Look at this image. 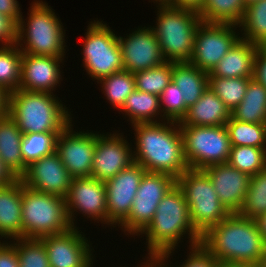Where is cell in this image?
Wrapping results in <instances>:
<instances>
[{"label": "cell", "mask_w": 266, "mask_h": 267, "mask_svg": "<svg viewBox=\"0 0 266 267\" xmlns=\"http://www.w3.org/2000/svg\"><path fill=\"white\" fill-rule=\"evenodd\" d=\"M140 235L146 237L147 259L159 262H167L184 236L188 237L189 247L201 242V235L192 225L188 204L177 184L161 199L153 220Z\"/></svg>", "instance_id": "obj_1"}, {"label": "cell", "mask_w": 266, "mask_h": 267, "mask_svg": "<svg viewBox=\"0 0 266 267\" xmlns=\"http://www.w3.org/2000/svg\"><path fill=\"white\" fill-rule=\"evenodd\" d=\"M131 126L135 134L134 162L146 172L165 173L177 179L189 169L179 123L162 121Z\"/></svg>", "instance_id": "obj_2"}, {"label": "cell", "mask_w": 266, "mask_h": 267, "mask_svg": "<svg viewBox=\"0 0 266 267\" xmlns=\"http://www.w3.org/2000/svg\"><path fill=\"white\" fill-rule=\"evenodd\" d=\"M200 244L218 262L260 264L266 244L256 220L231 213L209 228Z\"/></svg>", "instance_id": "obj_3"}, {"label": "cell", "mask_w": 266, "mask_h": 267, "mask_svg": "<svg viewBox=\"0 0 266 267\" xmlns=\"http://www.w3.org/2000/svg\"><path fill=\"white\" fill-rule=\"evenodd\" d=\"M59 99L53 93L18 89L9 93L8 115L23 134L61 133L73 120Z\"/></svg>", "instance_id": "obj_4"}, {"label": "cell", "mask_w": 266, "mask_h": 267, "mask_svg": "<svg viewBox=\"0 0 266 267\" xmlns=\"http://www.w3.org/2000/svg\"><path fill=\"white\" fill-rule=\"evenodd\" d=\"M53 10L48 3L34 0L29 17L21 16L17 23L16 44L22 54L65 57L66 30Z\"/></svg>", "instance_id": "obj_5"}, {"label": "cell", "mask_w": 266, "mask_h": 267, "mask_svg": "<svg viewBox=\"0 0 266 267\" xmlns=\"http://www.w3.org/2000/svg\"><path fill=\"white\" fill-rule=\"evenodd\" d=\"M156 35L161 53L167 62H189L194 51V38L201 18L192 9L156 5Z\"/></svg>", "instance_id": "obj_6"}, {"label": "cell", "mask_w": 266, "mask_h": 267, "mask_svg": "<svg viewBox=\"0 0 266 267\" xmlns=\"http://www.w3.org/2000/svg\"><path fill=\"white\" fill-rule=\"evenodd\" d=\"M22 238H41L67 232L72 228L65 198L43 193L21 181Z\"/></svg>", "instance_id": "obj_7"}, {"label": "cell", "mask_w": 266, "mask_h": 267, "mask_svg": "<svg viewBox=\"0 0 266 267\" xmlns=\"http://www.w3.org/2000/svg\"><path fill=\"white\" fill-rule=\"evenodd\" d=\"M189 207L194 229L202 236L231 213L220 202L209 176L203 170L188 169L176 179Z\"/></svg>", "instance_id": "obj_8"}, {"label": "cell", "mask_w": 266, "mask_h": 267, "mask_svg": "<svg viewBox=\"0 0 266 267\" xmlns=\"http://www.w3.org/2000/svg\"><path fill=\"white\" fill-rule=\"evenodd\" d=\"M83 43L82 64L97 82L124 70L118 36L103 20L89 22Z\"/></svg>", "instance_id": "obj_9"}, {"label": "cell", "mask_w": 266, "mask_h": 267, "mask_svg": "<svg viewBox=\"0 0 266 267\" xmlns=\"http://www.w3.org/2000/svg\"><path fill=\"white\" fill-rule=\"evenodd\" d=\"M180 131L189 169L203 170L228 162L232 146L225 125L180 126Z\"/></svg>", "instance_id": "obj_10"}, {"label": "cell", "mask_w": 266, "mask_h": 267, "mask_svg": "<svg viewBox=\"0 0 266 267\" xmlns=\"http://www.w3.org/2000/svg\"><path fill=\"white\" fill-rule=\"evenodd\" d=\"M176 184L165 173L145 172L128 217L119 225L125 235L138 236L153 220L161 199ZM136 234V235H135Z\"/></svg>", "instance_id": "obj_11"}, {"label": "cell", "mask_w": 266, "mask_h": 267, "mask_svg": "<svg viewBox=\"0 0 266 267\" xmlns=\"http://www.w3.org/2000/svg\"><path fill=\"white\" fill-rule=\"evenodd\" d=\"M236 28V25L201 22L197 27L189 63L210 73L240 39Z\"/></svg>", "instance_id": "obj_12"}, {"label": "cell", "mask_w": 266, "mask_h": 267, "mask_svg": "<svg viewBox=\"0 0 266 267\" xmlns=\"http://www.w3.org/2000/svg\"><path fill=\"white\" fill-rule=\"evenodd\" d=\"M65 202L72 227H77L74 221L77 218V214L80 213L84 214L83 216L85 217L87 216L86 219L90 218V221H100L108 226L106 186L104 181L93 177L73 178L65 196Z\"/></svg>", "instance_id": "obj_13"}, {"label": "cell", "mask_w": 266, "mask_h": 267, "mask_svg": "<svg viewBox=\"0 0 266 267\" xmlns=\"http://www.w3.org/2000/svg\"><path fill=\"white\" fill-rule=\"evenodd\" d=\"M72 123L57 136L55 151L73 178L91 177L96 132H75Z\"/></svg>", "instance_id": "obj_14"}, {"label": "cell", "mask_w": 266, "mask_h": 267, "mask_svg": "<svg viewBox=\"0 0 266 267\" xmlns=\"http://www.w3.org/2000/svg\"><path fill=\"white\" fill-rule=\"evenodd\" d=\"M78 230L79 227H72L65 233L39 238L46 248L50 267H93L94 249Z\"/></svg>", "instance_id": "obj_15"}, {"label": "cell", "mask_w": 266, "mask_h": 267, "mask_svg": "<svg viewBox=\"0 0 266 267\" xmlns=\"http://www.w3.org/2000/svg\"><path fill=\"white\" fill-rule=\"evenodd\" d=\"M123 136L119 131L113 134L96 132L91 177L105 182L134 163L133 145Z\"/></svg>", "instance_id": "obj_16"}, {"label": "cell", "mask_w": 266, "mask_h": 267, "mask_svg": "<svg viewBox=\"0 0 266 267\" xmlns=\"http://www.w3.org/2000/svg\"><path fill=\"white\" fill-rule=\"evenodd\" d=\"M145 168L134 162L105 181L108 226H119L129 215ZM115 225V226H114Z\"/></svg>", "instance_id": "obj_17"}, {"label": "cell", "mask_w": 266, "mask_h": 267, "mask_svg": "<svg viewBox=\"0 0 266 267\" xmlns=\"http://www.w3.org/2000/svg\"><path fill=\"white\" fill-rule=\"evenodd\" d=\"M137 29V30H136ZM126 38L118 36L125 71L135 73L160 66L165 62L151 26L136 28Z\"/></svg>", "instance_id": "obj_18"}, {"label": "cell", "mask_w": 266, "mask_h": 267, "mask_svg": "<svg viewBox=\"0 0 266 267\" xmlns=\"http://www.w3.org/2000/svg\"><path fill=\"white\" fill-rule=\"evenodd\" d=\"M19 179L31 189L65 198L73 177L54 151L29 164Z\"/></svg>", "instance_id": "obj_19"}, {"label": "cell", "mask_w": 266, "mask_h": 267, "mask_svg": "<svg viewBox=\"0 0 266 267\" xmlns=\"http://www.w3.org/2000/svg\"><path fill=\"white\" fill-rule=\"evenodd\" d=\"M64 58L22 54L19 89L54 93L56 86L59 87L63 80L60 64H63Z\"/></svg>", "instance_id": "obj_20"}, {"label": "cell", "mask_w": 266, "mask_h": 267, "mask_svg": "<svg viewBox=\"0 0 266 267\" xmlns=\"http://www.w3.org/2000/svg\"><path fill=\"white\" fill-rule=\"evenodd\" d=\"M203 171L209 176L220 202L230 213H238L243 206L251 177L228 162L208 166Z\"/></svg>", "instance_id": "obj_21"}, {"label": "cell", "mask_w": 266, "mask_h": 267, "mask_svg": "<svg viewBox=\"0 0 266 267\" xmlns=\"http://www.w3.org/2000/svg\"><path fill=\"white\" fill-rule=\"evenodd\" d=\"M258 47L257 44L240 38L208 74V77L252 79Z\"/></svg>", "instance_id": "obj_22"}, {"label": "cell", "mask_w": 266, "mask_h": 267, "mask_svg": "<svg viewBox=\"0 0 266 267\" xmlns=\"http://www.w3.org/2000/svg\"><path fill=\"white\" fill-rule=\"evenodd\" d=\"M22 229L21 180L17 179L0 187V239L22 238Z\"/></svg>", "instance_id": "obj_23"}, {"label": "cell", "mask_w": 266, "mask_h": 267, "mask_svg": "<svg viewBox=\"0 0 266 267\" xmlns=\"http://www.w3.org/2000/svg\"><path fill=\"white\" fill-rule=\"evenodd\" d=\"M231 111L208 87L200 99L187 110L179 126H220L226 125Z\"/></svg>", "instance_id": "obj_24"}, {"label": "cell", "mask_w": 266, "mask_h": 267, "mask_svg": "<svg viewBox=\"0 0 266 267\" xmlns=\"http://www.w3.org/2000/svg\"><path fill=\"white\" fill-rule=\"evenodd\" d=\"M22 138L23 133L9 115L0 118V157L18 179L27 169L20 149Z\"/></svg>", "instance_id": "obj_25"}, {"label": "cell", "mask_w": 266, "mask_h": 267, "mask_svg": "<svg viewBox=\"0 0 266 267\" xmlns=\"http://www.w3.org/2000/svg\"><path fill=\"white\" fill-rule=\"evenodd\" d=\"M208 74L189 62H173L172 82L181 90L182 99L185 101V115L188 108L194 105L209 87Z\"/></svg>", "instance_id": "obj_26"}, {"label": "cell", "mask_w": 266, "mask_h": 267, "mask_svg": "<svg viewBox=\"0 0 266 267\" xmlns=\"http://www.w3.org/2000/svg\"><path fill=\"white\" fill-rule=\"evenodd\" d=\"M231 117L242 122L266 124V87L254 77L241 103L231 111Z\"/></svg>", "instance_id": "obj_27"}, {"label": "cell", "mask_w": 266, "mask_h": 267, "mask_svg": "<svg viewBox=\"0 0 266 267\" xmlns=\"http://www.w3.org/2000/svg\"><path fill=\"white\" fill-rule=\"evenodd\" d=\"M120 112L129 118L127 121H130L131 125L162 122L159 96L137 89L128 96Z\"/></svg>", "instance_id": "obj_28"}, {"label": "cell", "mask_w": 266, "mask_h": 267, "mask_svg": "<svg viewBox=\"0 0 266 267\" xmlns=\"http://www.w3.org/2000/svg\"><path fill=\"white\" fill-rule=\"evenodd\" d=\"M245 10L243 0H204L198 14L202 22L238 26Z\"/></svg>", "instance_id": "obj_29"}, {"label": "cell", "mask_w": 266, "mask_h": 267, "mask_svg": "<svg viewBox=\"0 0 266 267\" xmlns=\"http://www.w3.org/2000/svg\"><path fill=\"white\" fill-rule=\"evenodd\" d=\"M238 27L240 38L258 46H266V0H259L246 7Z\"/></svg>", "instance_id": "obj_30"}, {"label": "cell", "mask_w": 266, "mask_h": 267, "mask_svg": "<svg viewBox=\"0 0 266 267\" xmlns=\"http://www.w3.org/2000/svg\"><path fill=\"white\" fill-rule=\"evenodd\" d=\"M225 127L232 147L266 148V124L247 123L231 117Z\"/></svg>", "instance_id": "obj_31"}, {"label": "cell", "mask_w": 266, "mask_h": 267, "mask_svg": "<svg viewBox=\"0 0 266 267\" xmlns=\"http://www.w3.org/2000/svg\"><path fill=\"white\" fill-rule=\"evenodd\" d=\"M22 52L18 45H1L0 47V87L8 93L16 91L21 81Z\"/></svg>", "instance_id": "obj_32"}, {"label": "cell", "mask_w": 266, "mask_h": 267, "mask_svg": "<svg viewBox=\"0 0 266 267\" xmlns=\"http://www.w3.org/2000/svg\"><path fill=\"white\" fill-rule=\"evenodd\" d=\"M110 105L118 111L123 107L128 96L136 89L135 77L129 71H120L97 82Z\"/></svg>", "instance_id": "obj_33"}, {"label": "cell", "mask_w": 266, "mask_h": 267, "mask_svg": "<svg viewBox=\"0 0 266 267\" xmlns=\"http://www.w3.org/2000/svg\"><path fill=\"white\" fill-rule=\"evenodd\" d=\"M266 213V168L253 175L238 214L253 220Z\"/></svg>", "instance_id": "obj_34"}, {"label": "cell", "mask_w": 266, "mask_h": 267, "mask_svg": "<svg viewBox=\"0 0 266 267\" xmlns=\"http://www.w3.org/2000/svg\"><path fill=\"white\" fill-rule=\"evenodd\" d=\"M228 163L252 177L266 168V148L231 147Z\"/></svg>", "instance_id": "obj_35"}, {"label": "cell", "mask_w": 266, "mask_h": 267, "mask_svg": "<svg viewBox=\"0 0 266 267\" xmlns=\"http://www.w3.org/2000/svg\"><path fill=\"white\" fill-rule=\"evenodd\" d=\"M172 67L173 62L165 61L160 66L133 73L136 89L160 96L172 81Z\"/></svg>", "instance_id": "obj_36"}, {"label": "cell", "mask_w": 266, "mask_h": 267, "mask_svg": "<svg viewBox=\"0 0 266 267\" xmlns=\"http://www.w3.org/2000/svg\"><path fill=\"white\" fill-rule=\"evenodd\" d=\"M250 80L248 78L208 77V86L232 111L244 98Z\"/></svg>", "instance_id": "obj_37"}, {"label": "cell", "mask_w": 266, "mask_h": 267, "mask_svg": "<svg viewBox=\"0 0 266 267\" xmlns=\"http://www.w3.org/2000/svg\"><path fill=\"white\" fill-rule=\"evenodd\" d=\"M60 133H26L21 141V155L28 166L32 162L52 154L56 149V138Z\"/></svg>", "instance_id": "obj_38"}, {"label": "cell", "mask_w": 266, "mask_h": 267, "mask_svg": "<svg viewBox=\"0 0 266 267\" xmlns=\"http://www.w3.org/2000/svg\"><path fill=\"white\" fill-rule=\"evenodd\" d=\"M16 247L19 267H50L46 248L37 238H19L12 240Z\"/></svg>", "instance_id": "obj_39"}, {"label": "cell", "mask_w": 266, "mask_h": 267, "mask_svg": "<svg viewBox=\"0 0 266 267\" xmlns=\"http://www.w3.org/2000/svg\"><path fill=\"white\" fill-rule=\"evenodd\" d=\"M180 89L172 81L159 96L162 121L180 123L185 116V101Z\"/></svg>", "instance_id": "obj_40"}, {"label": "cell", "mask_w": 266, "mask_h": 267, "mask_svg": "<svg viewBox=\"0 0 266 267\" xmlns=\"http://www.w3.org/2000/svg\"><path fill=\"white\" fill-rule=\"evenodd\" d=\"M190 252L181 265L175 267H219V262L210 254L200 243L188 247ZM164 267H168V263L160 262ZM166 264V265H165ZM170 267L173 265H169Z\"/></svg>", "instance_id": "obj_41"}, {"label": "cell", "mask_w": 266, "mask_h": 267, "mask_svg": "<svg viewBox=\"0 0 266 267\" xmlns=\"http://www.w3.org/2000/svg\"><path fill=\"white\" fill-rule=\"evenodd\" d=\"M17 25L7 16L0 14V45L16 43Z\"/></svg>", "instance_id": "obj_42"}, {"label": "cell", "mask_w": 266, "mask_h": 267, "mask_svg": "<svg viewBox=\"0 0 266 267\" xmlns=\"http://www.w3.org/2000/svg\"><path fill=\"white\" fill-rule=\"evenodd\" d=\"M4 241H0V267H19L16 247L12 241Z\"/></svg>", "instance_id": "obj_43"}, {"label": "cell", "mask_w": 266, "mask_h": 267, "mask_svg": "<svg viewBox=\"0 0 266 267\" xmlns=\"http://www.w3.org/2000/svg\"><path fill=\"white\" fill-rule=\"evenodd\" d=\"M253 77L266 87V46L258 47Z\"/></svg>", "instance_id": "obj_44"}, {"label": "cell", "mask_w": 266, "mask_h": 267, "mask_svg": "<svg viewBox=\"0 0 266 267\" xmlns=\"http://www.w3.org/2000/svg\"><path fill=\"white\" fill-rule=\"evenodd\" d=\"M0 14L9 17L16 25L23 15L17 0H0Z\"/></svg>", "instance_id": "obj_45"}, {"label": "cell", "mask_w": 266, "mask_h": 267, "mask_svg": "<svg viewBox=\"0 0 266 267\" xmlns=\"http://www.w3.org/2000/svg\"><path fill=\"white\" fill-rule=\"evenodd\" d=\"M204 3V0H170V6L192 9L194 11H199Z\"/></svg>", "instance_id": "obj_46"}, {"label": "cell", "mask_w": 266, "mask_h": 267, "mask_svg": "<svg viewBox=\"0 0 266 267\" xmlns=\"http://www.w3.org/2000/svg\"><path fill=\"white\" fill-rule=\"evenodd\" d=\"M17 179L0 157V187L11 184Z\"/></svg>", "instance_id": "obj_47"}, {"label": "cell", "mask_w": 266, "mask_h": 267, "mask_svg": "<svg viewBox=\"0 0 266 267\" xmlns=\"http://www.w3.org/2000/svg\"><path fill=\"white\" fill-rule=\"evenodd\" d=\"M9 93L0 87V118L8 115Z\"/></svg>", "instance_id": "obj_48"}, {"label": "cell", "mask_w": 266, "mask_h": 267, "mask_svg": "<svg viewBox=\"0 0 266 267\" xmlns=\"http://www.w3.org/2000/svg\"><path fill=\"white\" fill-rule=\"evenodd\" d=\"M256 223L259 227V231L264 239V242L266 244V213L261 215L256 219Z\"/></svg>", "instance_id": "obj_49"}, {"label": "cell", "mask_w": 266, "mask_h": 267, "mask_svg": "<svg viewBox=\"0 0 266 267\" xmlns=\"http://www.w3.org/2000/svg\"><path fill=\"white\" fill-rule=\"evenodd\" d=\"M219 267H260V265L243 262H219Z\"/></svg>", "instance_id": "obj_50"}, {"label": "cell", "mask_w": 266, "mask_h": 267, "mask_svg": "<svg viewBox=\"0 0 266 267\" xmlns=\"http://www.w3.org/2000/svg\"><path fill=\"white\" fill-rule=\"evenodd\" d=\"M143 267H164L158 260H149Z\"/></svg>", "instance_id": "obj_51"}, {"label": "cell", "mask_w": 266, "mask_h": 267, "mask_svg": "<svg viewBox=\"0 0 266 267\" xmlns=\"http://www.w3.org/2000/svg\"><path fill=\"white\" fill-rule=\"evenodd\" d=\"M156 3V5H169L170 0H151V2Z\"/></svg>", "instance_id": "obj_52"}, {"label": "cell", "mask_w": 266, "mask_h": 267, "mask_svg": "<svg viewBox=\"0 0 266 267\" xmlns=\"http://www.w3.org/2000/svg\"><path fill=\"white\" fill-rule=\"evenodd\" d=\"M260 267H266V247H265V250H264V254L262 256V260L260 262Z\"/></svg>", "instance_id": "obj_53"}, {"label": "cell", "mask_w": 266, "mask_h": 267, "mask_svg": "<svg viewBox=\"0 0 266 267\" xmlns=\"http://www.w3.org/2000/svg\"><path fill=\"white\" fill-rule=\"evenodd\" d=\"M259 0H243V3L245 4V6H249L250 4H253L255 2H258Z\"/></svg>", "instance_id": "obj_54"}, {"label": "cell", "mask_w": 266, "mask_h": 267, "mask_svg": "<svg viewBox=\"0 0 266 267\" xmlns=\"http://www.w3.org/2000/svg\"><path fill=\"white\" fill-rule=\"evenodd\" d=\"M145 262H142L141 264H140V266L139 265H137V267H143L148 261H149V259H147V258H144L143 259ZM136 267V266H135Z\"/></svg>", "instance_id": "obj_55"}]
</instances>
